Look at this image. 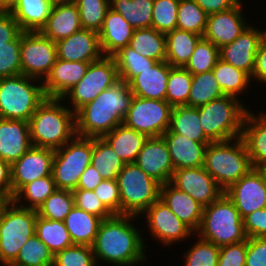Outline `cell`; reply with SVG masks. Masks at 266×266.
Here are the masks:
<instances>
[{
  "label": "cell",
  "instance_id": "1",
  "mask_svg": "<svg viewBox=\"0 0 266 266\" xmlns=\"http://www.w3.org/2000/svg\"><path fill=\"white\" fill-rule=\"evenodd\" d=\"M136 217L114 214L101 221L91 246L97 265L99 262L113 264L112 266H136L145 263L147 246L144 244L145 237L132 223L136 221Z\"/></svg>",
  "mask_w": 266,
  "mask_h": 266
},
{
  "label": "cell",
  "instance_id": "2",
  "mask_svg": "<svg viewBox=\"0 0 266 266\" xmlns=\"http://www.w3.org/2000/svg\"><path fill=\"white\" fill-rule=\"evenodd\" d=\"M129 83L119 79L75 113L76 135L102 138L124 122L133 98Z\"/></svg>",
  "mask_w": 266,
  "mask_h": 266
},
{
  "label": "cell",
  "instance_id": "3",
  "mask_svg": "<svg viewBox=\"0 0 266 266\" xmlns=\"http://www.w3.org/2000/svg\"><path fill=\"white\" fill-rule=\"evenodd\" d=\"M61 98H46L29 120L32 146L56 150L76 136L75 113Z\"/></svg>",
  "mask_w": 266,
  "mask_h": 266
},
{
  "label": "cell",
  "instance_id": "4",
  "mask_svg": "<svg viewBox=\"0 0 266 266\" xmlns=\"http://www.w3.org/2000/svg\"><path fill=\"white\" fill-rule=\"evenodd\" d=\"M203 167L223 191L253 169L241 137L208 144Z\"/></svg>",
  "mask_w": 266,
  "mask_h": 266
},
{
  "label": "cell",
  "instance_id": "5",
  "mask_svg": "<svg viewBox=\"0 0 266 266\" xmlns=\"http://www.w3.org/2000/svg\"><path fill=\"white\" fill-rule=\"evenodd\" d=\"M195 235L217 247L247 239L243 219L233 201L225 193L210 205L203 207L201 225Z\"/></svg>",
  "mask_w": 266,
  "mask_h": 266
},
{
  "label": "cell",
  "instance_id": "6",
  "mask_svg": "<svg viewBox=\"0 0 266 266\" xmlns=\"http://www.w3.org/2000/svg\"><path fill=\"white\" fill-rule=\"evenodd\" d=\"M242 100L223 96L197 107L201 127L212 141H227L241 137L243 121L249 110Z\"/></svg>",
  "mask_w": 266,
  "mask_h": 266
},
{
  "label": "cell",
  "instance_id": "7",
  "mask_svg": "<svg viewBox=\"0 0 266 266\" xmlns=\"http://www.w3.org/2000/svg\"><path fill=\"white\" fill-rule=\"evenodd\" d=\"M46 98L38 79L23 74L0 78V118L29 122Z\"/></svg>",
  "mask_w": 266,
  "mask_h": 266
},
{
  "label": "cell",
  "instance_id": "8",
  "mask_svg": "<svg viewBox=\"0 0 266 266\" xmlns=\"http://www.w3.org/2000/svg\"><path fill=\"white\" fill-rule=\"evenodd\" d=\"M121 214L141 216L160 196L161 184L136 163H126L117 177Z\"/></svg>",
  "mask_w": 266,
  "mask_h": 266
},
{
  "label": "cell",
  "instance_id": "9",
  "mask_svg": "<svg viewBox=\"0 0 266 266\" xmlns=\"http://www.w3.org/2000/svg\"><path fill=\"white\" fill-rule=\"evenodd\" d=\"M37 210L20 207L12 201L0 216V263L16 260L21 247L35 234Z\"/></svg>",
  "mask_w": 266,
  "mask_h": 266
},
{
  "label": "cell",
  "instance_id": "10",
  "mask_svg": "<svg viewBox=\"0 0 266 266\" xmlns=\"http://www.w3.org/2000/svg\"><path fill=\"white\" fill-rule=\"evenodd\" d=\"M93 138L75 136L55 150L52 177L57 189L73 191L85 169L91 164Z\"/></svg>",
  "mask_w": 266,
  "mask_h": 266
},
{
  "label": "cell",
  "instance_id": "11",
  "mask_svg": "<svg viewBox=\"0 0 266 266\" xmlns=\"http://www.w3.org/2000/svg\"><path fill=\"white\" fill-rule=\"evenodd\" d=\"M118 80L119 75L115 59L113 56H102L89 64L84 77L61 99L64 102L68 99L69 104H71L68 107L76 113Z\"/></svg>",
  "mask_w": 266,
  "mask_h": 266
},
{
  "label": "cell",
  "instance_id": "12",
  "mask_svg": "<svg viewBox=\"0 0 266 266\" xmlns=\"http://www.w3.org/2000/svg\"><path fill=\"white\" fill-rule=\"evenodd\" d=\"M21 74L42 82L57 59L56 44L40 31L20 33Z\"/></svg>",
  "mask_w": 266,
  "mask_h": 266
},
{
  "label": "cell",
  "instance_id": "13",
  "mask_svg": "<svg viewBox=\"0 0 266 266\" xmlns=\"http://www.w3.org/2000/svg\"><path fill=\"white\" fill-rule=\"evenodd\" d=\"M172 109L166 100L133 96L123 123L147 138L160 137L169 129Z\"/></svg>",
  "mask_w": 266,
  "mask_h": 266
},
{
  "label": "cell",
  "instance_id": "14",
  "mask_svg": "<svg viewBox=\"0 0 266 266\" xmlns=\"http://www.w3.org/2000/svg\"><path fill=\"white\" fill-rule=\"evenodd\" d=\"M142 215L147 220L146 225L151 237L165 246L171 247L173 243L177 244L195 234L160 199L155 201Z\"/></svg>",
  "mask_w": 266,
  "mask_h": 266
},
{
  "label": "cell",
  "instance_id": "15",
  "mask_svg": "<svg viewBox=\"0 0 266 266\" xmlns=\"http://www.w3.org/2000/svg\"><path fill=\"white\" fill-rule=\"evenodd\" d=\"M55 150L32 146L11 165L12 198L26 184L52 174Z\"/></svg>",
  "mask_w": 266,
  "mask_h": 266
},
{
  "label": "cell",
  "instance_id": "16",
  "mask_svg": "<svg viewBox=\"0 0 266 266\" xmlns=\"http://www.w3.org/2000/svg\"><path fill=\"white\" fill-rule=\"evenodd\" d=\"M171 183L202 207L210 205L224 193L203 166L174 170Z\"/></svg>",
  "mask_w": 266,
  "mask_h": 266
},
{
  "label": "cell",
  "instance_id": "17",
  "mask_svg": "<svg viewBox=\"0 0 266 266\" xmlns=\"http://www.w3.org/2000/svg\"><path fill=\"white\" fill-rule=\"evenodd\" d=\"M224 193L233 201L242 219L256 210L266 208V185L257 168L251 169Z\"/></svg>",
  "mask_w": 266,
  "mask_h": 266
},
{
  "label": "cell",
  "instance_id": "18",
  "mask_svg": "<svg viewBox=\"0 0 266 266\" xmlns=\"http://www.w3.org/2000/svg\"><path fill=\"white\" fill-rule=\"evenodd\" d=\"M254 26L250 24L232 43L219 48L222 61L246 72L250 77L254 70L258 47L264 39V30Z\"/></svg>",
  "mask_w": 266,
  "mask_h": 266
},
{
  "label": "cell",
  "instance_id": "19",
  "mask_svg": "<svg viewBox=\"0 0 266 266\" xmlns=\"http://www.w3.org/2000/svg\"><path fill=\"white\" fill-rule=\"evenodd\" d=\"M242 7L241 1L236 7L208 15L203 38L218 48L232 43L250 25Z\"/></svg>",
  "mask_w": 266,
  "mask_h": 266
},
{
  "label": "cell",
  "instance_id": "20",
  "mask_svg": "<svg viewBox=\"0 0 266 266\" xmlns=\"http://www.w3.org/2000/svg\"><path fill=\"white\" fill-rule=\"evenodd\" d=\"M135 163L161 185L171 182L174 166L166 141L162 136L147 138Z\"/></svg>",
  "mask_w": 266,
  "mask_h": 266
},
{
  "label": "cell",
  "instance_id": "21",
  "mask_svg": "<svg viewBox=\"0 0 266 266\" xmlns=\"http://www.w3.org/2000/svg\"><path fill=\"white\" fill-rule=\"evenodd\" d=\"M57 58L65 61L94 62L103 56L97 32L81 29L55 42Z\"/></svg>",
  "mask_w": 266,
  "mask_h": 266
},
{
  "label": "cell",
  "instance_id": "22",
  "mask_svg": "<svg viewBox=\"0 0 266 266\" xmlns=\"http://www.w3.org/2000/svg\"><path fill=\"white\" fill-rule=\"evenodd\" d=\"M31 147L29 122L0 118V159L12 165Z\"/></svg>",
  "mask_w": 266,
  "mask_h": 266
},
{
  "label": "cell",
  "instance_id": "23",
  "mask_svg": "<svg viewBox=\"0 0 266 266\" xmlns=\"http://www.w3.org/2000/svg\"><path fill=\"white\" fill-rule=\"evenodd\" d=\"M89 62L56 59L51 72L42 82L47 98H62L86 74Z\"/></svg>",
  "mask_w": 266,
  "mask_h": 266
},
{
  "label": "cell",
  "instance_id": "24",
  "mask_svg": "<svg viewBox=\"0 0 266 266\" xmlns=\"http://www.w3.org/2000/svg\"><path fill=\"white\" fill-rule=\"evenodd\" d=\"M159 199L194 233L199 230L203 207L190 195L175 187L171 182H168L160 186Z\"/></svg>",
  "mask_w": 266,
  "mask_h": 266
},
{
  "label": "cell",
  "instance_id": "25",
  "mask_svg": "<svg viewBox=\"0 0 266 266\" xmlns=\"http://www.w3.org/2000/svg\"><path fill=\"white\" fill-rule=\"evenodd\" d=\"M170 70L171 65L166 61L156 62L129 82L130 90L136 97L165 100Z\"/></svg>",
  "mask_w": 266,
  "mask_h": 266
},
{
  "label": "cell",
  "instance_id": "26",
  "mask_svg": "<svg viewBox=\"0 0 266 266\" xmlns=\"http://www.w3.org/2000/svg\"><path fill=\"white\" fill-rule=\"evenodd\" d=\"M133 31L134 28L120 13L109 8L98 32L103 56H113L121 48L128 46Z\"/></svg>",
  "mask_w": 266,
  "mask_h": 266
},
{
  "label": "cell",
  "instance_id": "27",
  "mask_svg": "<svg viewBox=\"0 0 266 266\" xmlns=\"http://www.w3.org/2000/svg\"><path fill=\"white\" fill-rule=\"evenodd\" d=\"M174 170L194 168L204 165L206 147L210 143H200L177 133H164Z\"/></svg>",
  "mask_w": 266,
  "mask_h": 266
},
{
  "label": "cell",
  "instance_id": "28",
  "mask_svg": "<svg viewBox=\"0 0 266 266\" xmlns=\"http://www.w3.org/2000/svg\"><path fill=\"white\" fill-rule=\"evenodd\" d=\"M253 168L266 166V111L254 114L247 111L242 135Z\"/></svg>",
  "mask_w": 266,
  "mask_h": 266
},
{
  "label": "cell",
  "instance_id": "29",
  "mask_svg": "<svg viewBox=\"0 0 266 266\" xmlns=\"http://www.w3.org/2000/svg\"><path fill=\"white\" fill-rule=\"evenodd\" d=\"M82 29L76 3L55 4L41 33L54 42Z\"/></svg>",
  "mask_w": 266,
  "mask_h": 266
},
{
  "label": "cell",
  "instance_id": "30",
  "mask_svg": "<svg viewBox=\"0 0 266 266\" xmlns=\"http://www.w3.org/2000/svg\"><path fill=\"white\" fill-rule=\"evenodd\" d=\"M125 163H135L138 153L147 137L127 127L124 123L116 126L102 137Z\"/></svg>",
  "mask_w": 266,
  "mask_h": 266
},
{
  "label": "cell",
  "instance_id": "31",
  "mask_svg": "<svg viewBox=\"0 0 266 266\" xmlns=\"http://www.w3.org/2000/svg\"><path fill=\"white\" fill-rule=\"evenodd\" d=\"M165 133H177L200 143L212 142L201 127L198 108L188 105L173 107L170 126Z\"/></svg>",
  "mask_w": 266,
  "mask_h": 266
},
{
  "label": "cell",
  "instance_id": "32",
  "mask_svg": "<svg viewBox=\"0 0 266 266\" xmlns=\"http://www.w3.org/2000/svg\"><path fill=\"white\" fill-rule=\"evenodd\" d=\"M53 6L51 0H20L10 13L21 31H41Z\"/></svg>",
  "mask_w": 266,
  "mask_h": 266
},
{
  "label": "cell",
  "instance_id": "33",
  "mask_svg": "<svg viewBox=\"0 0 266 266\" xmlns=\"http://www.w3.org/2000/svg\"><path fill=\"white\" fill-rule=\"evenodd\" d=\"M101 221L96 215L74 206L65 217L64 224L73 244L92 246Z\"/></svg>",
  "mask_w": 266,
  "mask_h": 266
},
{
  "label": "cell",
  "instance_id": "34",
  "mask_svg": "<svg viewBox=\"0 0 266 266\" xmlns=\"http://www.w3.org/2000/svg\"><path fill=\"white\" fill-rule=\"evenodd\" d=\"M202 38L201 35L178 28L167 33L166 62L172 67H185Z\"/></svg>",
  "mask_w": 266,
  "mask_h": 266
},
{
  "label": "cell",
  "instance_id": "35",
  "mask_svg": "<svg viewBox=\"0 0 266 266\" xmlns=\"http://www.w3.org/2000/svg\"><path fill=\"white\" fill-rule=\"evenodd\" d=\"M128 46L146 58L166 61V34L152 27L134 29Z\"/></svg>",
  "mask_w": 266,
  "mask_h": 266
},
{
  "label": "cell",
  "instance_id": "36",
  "mask_svg": "<svg viewBox=\"0 0 266 266\" xmlns=\"http://www.w3.org/2000/svg\"><path fill=\"white\" fill-rule=\"evenodd\" d=\"M212 71L225 96L241 100L239 96L246 93V90L249 89L248 86L252 83L251 77L246 72L221 59L217 61Z\"/></svg>",
  "mask_w": 266,
  "mask_h": 266
},
{
  "label": "cell",
  "instance_id": "37",
  "mask_svg": "<svg viewBox=\"0 0 266 266\" xmlns=\"http://www.w3.org/2000/svg\"><path fill=\"white\" fill-rule=\"evenodd\" d=\"M91 164L105 180H117L118 174L126 165L103 138H93Z\"/></svg>",
  "mask_w": 266,
  "mask_h": 266
},
{
  "label": "cell",
  "instance_id": "38",
  "mask_svg": "<svg viewBox=\"0 0 266 266\" xmlns=\"http://www.w3.org/2000/svg\"><path fill=\"white\" fill-rule=\"evenodd\" d=\"M35 235L54 255L73 245L64 221L47 220L37 215Z\"/></svg>",
  "mask_w": 266,
  "mask_h": 266
},
{
  "label": "cell",
  "instance_id": "39",
  "mask_svg": "<svg viewBox=\"0 0 266 266\" xmlns=\"http://www.w3.org/2000/svg\"><path fill=\"white\" fill-rule=\"evenodd\" d=\"M154 0H110V8L120 13L134 28H150Z\"/></svg>",
  "mask_w": 266,
  "mask_h": 266
},
{
  "label": "cell",
  "instance_id": "40",
  "mask_svg": "<svg viewBox=\"0 0 266 266\" xmlns=\"http://www.w3.org/2000/svg\"><path fill=\"white\" fill-rule=\"evenodd\" d=\"M56 190L57 188L51 174L24 185L13 196V201L20 207L38 210L43 202Z\"/></svg>",
  "mask_w": 266,
  "mask_h": 266
},
{
  "label": "cell",
  "instance_id": "41",
  "mask_svg": "<svg viewBox=\"0 0 266 266\" xmlns=\"http://www.w3.org/2000/svg\"><path fill=\"white\" fill-rule=\"evenodd\" d=\"M223 96L213 71L192 75L188 106L197 108Z\"/></svg>",
  "mask_w": 266,
  "mask_h": 266
},
{
  "label": "cell",
  "instance_id": "42",
  "mask_svg": "<svg viewBox=\"0 0 266 266\" xmlns=\"http://www.w3.org/2000/svg\"><path fill=\"white\" fill-rule=\"evenodd\" d=\"M113 58L116 62L119 79L127 83L157 62L137 53L129 46L121 48L113 55Z\"/></svg>",
  "mask_w": 266,
  "mask_h": 266
},
{
  "label": "cell",
  "instance_id": "43",
  "mask_svg": "<svg viewBox=\"0 0 266 266\" xmlns=\"http://www.w3.org/2000/svg\"><path fill=\"white\" fill-rule=\"evenodd\" d=\"M208 14L195 0H180L177 12V28L203 37Z\"/></svg>",
  "mask_w": 266,
  "mask_h": 266
},
{
  "label": "cell",
  "instance_id": "44",
  "mask_svg": "<svg viewBox=\"0 0 266 266\" xmlns=\"http://www.w3.org/2000/svg\"><path fill=\"white\" fill-rule=\"evenodd\" d=\"M192 74L184 67H172L169 72L165 100L172 106L188 105Z\"/></svg>",
  "mask_w": 266,
  "mask_h": 266
},
{
  "label": "cell",
  "instance_id": "45",
  "mask_svg": "<svg viewBox=\"0 0 266 266\" xmlns=\"http://www.w3.org/2000/svg\"><path fill=\"white\" fill-rule=\"evenodd\" d=\"M74 206L72 191L57 189L38 208L37 214L47 220L64 221Z\"/></svg>",
  "mask_w": 266,
  "mask_h": 266
},
{
  "label": "cell",
  "instance_id": "46",
  "mask_svg": "<svg viewBox=\"0 0 266 266\" xmlns=\"http://www.w3.org/2000/svg\"><path fill=\"white\" fill-rule=\"evenodd\" d=\"M13 263L23 266H53L54 254L34 234L21 247L17 258Z\"/></svg>",
  "mask_w": 266,
  "mask_h": 266
},
{
  "label": "cell",
  "instance_id": "47",
  "mask_svg": "<svg viewBox=\"0 0 266 266\" xmlns=\"http://www.w3.org/2000/svg\"><path fill=\"white\" fill-rule=\"evenodd\" d=\"M220 59L219 48L210 41L202 38L196 45L185 69L192 75L209 72Z\"/></svg>",
  "mask_w": 266,
  "mask_h": 266
},
{
  "label": "cell",
  "instance_id": "48",
  "mask_svg": "<svg viewBox=\"0 0 266 266\" xmlns=\"http://www.w3.org/2000/svg\"><path fill=\"white\" fill-rule=\"evenodd\" d=\"M82 29L99 32L108 9L110 0H76Z\"/></svg>",
  "mask_w": 266,
  "mask_h": 266
},
{
  "label": "cell",
  "instance_id": "49",
  "mask_svg": "<svg viewBox=\"0 0 266 266\" xmlns=\"http://www.w3.org/2000/svg\"><path fill=\"white\" fill-rule=\"evenodd\" d=\"M180 0H154L151 27L167 34L177 28Z\"/></svg>",
  "mask_w": 266,
  "mask_h": 266
},
{
  "label": "cell",
  "instance_id": "50",
  "mask_svg": "<svg viewBox=\"0 0 266 266\" xmlns=\"http://www.w3.org/2000/svg\"><path fill=\"white\" fill-rule=\"evenodd\" d=\"M188 249L184 255V266H217L220 247L212 242L201 239Z\"/></svg>",
  "mask_w": 266,
  "mask_h": 266
},
{
  "label": "cell",
  "instance_id": "51",
  "mask_svg": "<svg viewBox=\"0 0 266 266\" xmlns=\"http://www.w3.org/2000/svg\"><path fill=\"white\" fill-rule=\"evenodd\" d=\"M53 266H98L91 246L76 245L67 247L54 255Z\"/></svg>",
  "mask_w": 266,
  "mask_h": 266
},
{
  "label": "cell",
  "instance_id": "52",
  "mask_svg": "<svg viewBox=\"0 0 266 266\" xmlns=\"http://www.w3.org/2000/svg\"><path fill=\"white\" fill-rule=\"evenodd\" d=\"M21 74L20 34L7 46L0 47V78Z\"/></svg>",
  "mask_w": 266,
  "mask_h": 266
},
{
  "label": "cell",
  "instance_id": "53",
  "mask_svg": "<svg viewBox=\"0 0 266 266\" xmlns=\"http://www.w3.org/2000/svg\"><path fill=\"white\" fill-rule=\"evenodd\" d=\"M74 204L76 207L101 218L102 220L113 216L114 214L98 199L94 191L84 189H75Z\"/></svg>",
  "mask_w": 266,
  "mask_h": 266
},
{
  "label": "cell",
  "instance_id": "54",
  "mask_svg": "<svg viewBox=\"0 0 266 266\" xmlns=\"http://www.w3.org/2000/svg\"><path fill=\"white\" fill-rule=\"evenodd\" d=\"M93 191L113 214H121V197L117 180L104 179Z\"/></svg>",
  "mask_w": 266,
  "mask_h": 266
},
{
  "label": "cell",
  "instance_id": "55",
  "mask_svg": "<svg viewBox=\"0 0 266 266\" xmlns=\"http://www.w3.org/2000/svg\"><path fill=\"white\" fill-rule=\"evenodd\" d=\"M247 239L220 247L217 266H245Z\"/></svg>",
  "mask_w": 266,
  "mask_h": 266
},
{
  "label": "cell",
  "instance_id": "56",
  "mask_svg": "<svg viewBox=\"0 0 266 266\" xmlns=\"http://www.w3.org/2000/svg\"><path fill=\"white\" fill-rule=\"evenodd\" d=\"M243 224L247 238L266 237V208L247 215Z\"/></svg>",
  "mask_w": 266,
  "mask_h": 266
},
{
  "label": "cell",
  "instance_id": "57",
  "mask_svg": "<svg viewBox=\"0 0 266 266\" xmlns=\"http://www.w3.org/2000/svg\"><path fill=\"white\" fill-rule=\"evenodd\" d=\"M245 266H266V237L247 238Z\"/></svg>",
  "mask_w": 266,
  "mask_h": 266
},
{
  "label": "cell",
  "instance_id": "58",
  "mask_svg": "<svg viewBox=\"0 0 266 266\" xmlns=\"http://www.w3.org/2000/svg\"><path fill=\"white\" fill-rule=\"evenodd\" d=\"M21 32L10 12H0V47L7 46V42L13 41Z\"/></svg>",
  "mask_w": 266,
  "mask_h": 266
},
{
  "label": "cell",
  "instance_id": "59",
  "mask_svg": "<svg viewBox=\"0 0 266 266\" xmlns=\"http://www.w3.org/2000/svg\"><path fill=\"white\" fill-rule=\"evenodd\" d=\"M258 81L260 84H266V40L263 39L260 43L256 56L254 70L251 80Z\"/></svg>",
  "mask_w": 266,
  "mask_h": 266
},
{
  "label": "cell",
  "instance_id": "60",
  "mask_svg": "<svg viewBox=\"0 0 266 266\" xmlns=\"http://www.w3.org/2000/svg\"><path fill=\"white\" fill-rule=\"evenodd\" d=\"M195 1L208 15L236 7L241 2V0H195Z\"/></svg>",
  "mask_w": 266,
  "mask_h": 266
},
{
  "label": "cell",
  "instance_id": "61",
  "mask_svg": "<svg viewBox=\"0 0 266 266\" xmlns=\"http://www.w3.org/2000/svg\"><path fill=\"white\" fill-rule=\"evenodd\" d=\"M104 179L90 164L80 177L77 189L93 191Z\"/></svg>",
  "mask_w": 266,
  "mask_h": 266
},
{
  "label": "cell",
  "instance_id": "62",
  "mask_svg": "<svg viewBox=\"0 0 266 266\" xmlns=\"http://www.w3.org/2000/svg\"><path fill=\"white\" fill-rule=\"evenodd\" d=\"M0 190L12 197L11 165L0 159Z\"/></svg>",
  "mask_w": 266,
  "mask_h": 266
},
{
  "label": "cell",
  "instance_id": "63",
  "mask_svg": "<svg viewBox=\"0 0 266 266\" xmlns=\"http://www.w3.org/2000/svg\"><path fill=\"white\" fill-rule=\"evenodd\" d=\"M12 201L13 198L6 191L0 190V216Z\"/></svg>",
  "mask_w": 266,
  "mask_h": 266
},
{
  "label": "cell",
  "instance_id": "64",
  "mask_svg": "<svg viewBox=\"0 0 266 266\" xmlns=\"http://www.w3.org/2000/svg\"><path fill=\"white\" fill-rule=\"evenodd\" d=\"M20 0H0V12H11Z\"/></svg>",
  "mask_w": 266,
  "mask_h": 266
},
{
  "label": "cell",
  "instance_id": "65",
  "mask_svg": "<svg viewBox=\"0 0 266 266\" xmlns=\"http://www.w3.org/2000/svg\"><path fill=\"white\" fill-rule=\"evenodd\" d=\"M257 169L260 172V174L262 175V177L264 179V183L266 185V166L257 167Z\"/></svg>",
  "mask_w": 266,
  "mask_h": 266
},
{
  "label": "cell",
  "instance_id": "66",
  "mask_svg": "<svg viewBox=\"0 0 266 266\" xmlns=\"http://www.w3.org/2000/svg\"><path fill=\"white\" fill-rule=\"evenodd\" d=\"M51 2L55 5L61 3H74L76 0H51Z\"/></svg>",
  "mask_w": 266,
  "mask_h": 266
},
{
  "label": "cell",
  "instance_id": "67",
  "mask_svg": "<svg viewBox=\"0 0 266 266\" xmlns=\"http://www.w3.org/2000/svg\"><path fill=\"white\" fill-rule=\"evenodd\" d=\"M4 266H23V265H20V264H15V263H9V264H6Z\"/></svg>",
  "mask_w": 266,
  "mask_h": 266
},
{
  "label": "cell",
  "instance_id": "68",
  "mask_svg": "<svg viewBox=\"0 0 266 266\" xmlns=\"http://www.w3.org/2000/svg\"><path fill=\"white\" fill-rule=\"evenodd\" d=\"M264 39L266 40V29H264Z\"/></svg>",
  "mask_w": 266,
  "mask_h": 266
}]
</instances>
